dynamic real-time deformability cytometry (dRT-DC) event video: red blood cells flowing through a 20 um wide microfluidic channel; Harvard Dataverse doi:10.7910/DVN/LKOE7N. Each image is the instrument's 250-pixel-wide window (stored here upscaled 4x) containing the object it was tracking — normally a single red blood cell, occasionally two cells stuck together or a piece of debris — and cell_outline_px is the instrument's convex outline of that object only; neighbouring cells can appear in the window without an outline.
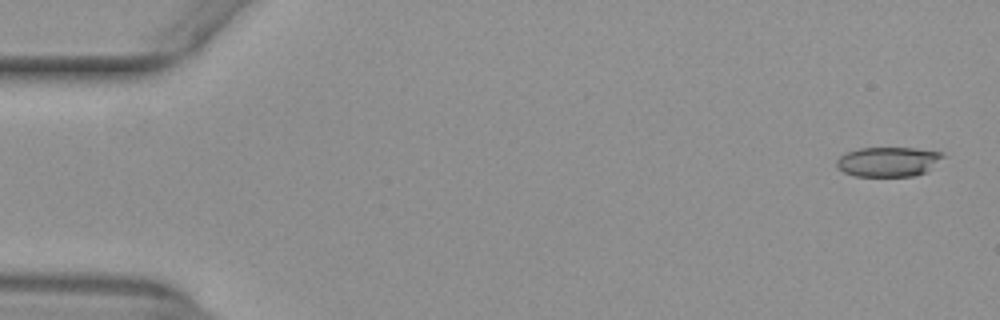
{"species": "common noctule bat (a hibernating species)", "species_latin": "Nyctalus noctula", "temperature_condition": "warm", "stored_images_in_passage": 12, "camera_frame_rate_fps": 3000, "um_per_image_px": 0.085, "animal": {"sex": "female", "body_mass_g": 29.2, "forearm_length_mm": 56.3}, "frame": {"image": 1, "passage_image": 2, "time_ms": 0.333, "image_size_px": [1000, 320], "cell_outline_px": [[944, 156], [924, 172], [912, 176], [856, 176], [844, 172], [836, 168], [836, 160], [844, 152], [860, 148], [916, 148], [944, 152]], "centroid_in_image_um": [75.44, 13.73], "position_along_channel_um": 9.6, "area_um2": 18.32}}